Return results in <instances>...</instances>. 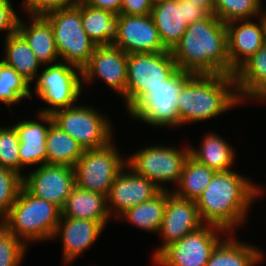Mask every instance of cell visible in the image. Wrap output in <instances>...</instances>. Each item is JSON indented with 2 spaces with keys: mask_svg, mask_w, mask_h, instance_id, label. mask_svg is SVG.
I'll return each mask as SVG.
<instances>
[{
  "mask_svg": "<svg viewBox=\"0 0 266 266\" xmlns=\"http://www.w3.org/2000/svg\"><path fill=\"white\" fill-rule=\"evenodd\" d=\"M28 26L19 19L17 32L25 39L41 64H54L59 58L50 22L44 16H31Z\"/></svg>",
  "mask_w": 266,
  "mask_h": 266,
  "instance_id": "24",
  "label": "cell"
},
{
  "mask_svg": "<svg viewBox=\"0 0 266 266\" xmlns=\"http://www.w3.org/2000/svg\"><path fill=\"white\" fill-rule=\"evenodd\" d=\"M22 175L0 166V220L10 212L23 187Z\"/></svg>",
  "mask_w": 266,
  "mask_h": 266,
  "instance_id": "34",
  "label": "cell"
},
{
  "mask_svg": "<svg viewBox=\"0 0 266 266\" xmlns=\"http://www.w3.org/2000/svg\"><path fill=\"white\" fill-rule=\"evenodd\" d=\"M30 82L18 71L0 61V102L11 106L31 96Z\"/></svg>",
  "mask_w": 266,
  "mask_h": 266,
  "instance_id": "32",
  "label": "cell"
},
{
  "mask_svg": "<svg viewBox=\"0 0 266 266\" xmlns=\"http://www.w3.org/2000/svg\"><path fill=\"white\" fill-rule=\"evenodd\" d=\"M261 3V0H215L213 14L225 24L242 21L260 16Z\"/></svg>",
  "mask_w": 266,
  "mask_h": 266,
  "instance_id": "33",
  "label": "cell"
},
{
  "mask_svg": "<svg viewBox=\"0 0 266 266\" xmlns=\"http://www.w3.org/2000/svg\"><path fill=\"white\" fill-rule=\"evenodd\" d=\"M83 3L90 7L107 10L115 15H119L121 11L122 0H85Z\"/></svg>",
  "mask_w": 266,
  "mask_h": 266,
  "instance_id": "40",
  "label": "cell"
},
{
  "mask_svg": "<svg viewBox=\"0 0 266 266\" xmlns=\"http://www.w3.org/2000/svg\"><path fill=\"white\" fill-rule=\"evenodd\" d=\"M260 191L252 181L234 171L216 172L196 200L200 219L229 233L246 220L249 206Z\"/></svg>",
  "mask_w": 266,
  "mask_h": 266,
  "instance_id": "2",
  "label": "cell"
},
{
  "mask_svg": "<svg viewBox=\"0 0 266 266\" xmlns=\"http://www.w3.org/2000/svg\"><path fill=\"white\" fill-rule=\"evenodd\" d=\"M190 1L193 4L206 8L211 14L214 10V1L215 0H185Z\"/></svg>",
  "mask_w": 266,
  "mask_h": 266,
  "instance_id": "41",
  "label": "cell"
},
{
  "mask_svg": "<svg viewBox=\"0 0 266 266\" xmlns=\"http://www.w3.org/2000/svg\"><path fill=\"white\" fill-rule=\"evenodd\" d=\"M5 42L6 58H3L2 61L16 69L30 83L33 82L38 75L39 66L42 64L37 60L25 39L15 32L6 37Z\"/></svg>",
  "mask_w": 266,
  "mask_h": 266,
  "instance_id": "29",
  "label": "cell"
},
{
  "mask_svg": "<svg viewBox=\"0 0 266 266\" xmlns=\"http://www.w3.org/2000/svg\"><path fill=\"white\" fill-rule=\"evenodd\" d=\"M24 10L30 16H44L49 12L71 6V0H25Z\"/></svg>",
  "mask_w": 266,
  "mask_h": 266,
  "instance_id": "37",
  "label": "cell"
},
{
  "mask_svg": "<svg viewBox=\"0 0 266 266\" xmlns=\"http://www.w3.org/2000/svg\"><path fill=\"white\" fill-rule=\"evenodd\" d=\"M233 76L241 102L245 97L266 100V43Z\"/></svg>",
  "mask_w": 266,
  "mask_h": 266,
  "instance_id": "22",
  "label": "cell"
},
{
  "mask_svg": "<svg viewBox=\"0 0 266 266\" xmlns=\"http://www.w3.org/2000/svg\"><path fill=\"white\" fill-rule=\"evenodd\" d=\"M81 21L84 31L97 46L113 45L116 42L118 15L81 2Z\"/></svg>",
  "mask_w": 266,
  "mask_h": 266,
  "instance_id": "25",
  "label": "cell"
},
{
  "mask_svg": "<svg viewBox=\"0 0 266 266\" xmlns=\"http://www.w3.org/2000/svg\"><path fill=\"white\" fill-rule=\"evenodd\" d=\"M111 142L103 148L84 150L74 166L75 185L108 196L118 174L127 165Z\"/></svg>",
  "mask_w": 266,
  "mask_h": 266,
  "instance_id": "8",
  "label": "cell"
},
{
  "mask_svg": "<svg viewBox=\"0 0 266 266\" xmlns=\"http://www.w3.org/2000/svg\"><path fill=\"white\" fill-rule=\"evenodd\" d=\"M19 136L14 126L0 127V166L20 173Z\"/></svg>",
  "mask_w": 266,
  "mask_h": 266,
  "instance_id": "35",
  "label": "cell"
},
{
  "mask_svg": "<svg viewBox=\"0 0 266 266\" xmlns=\"http://www.w3.org/2000/svg\"><path fill=\"white\" fill-rule=\"evenodd\" d=\"M126 168H128V170L130 169V174L124 172ZM160 191L161 189L153 182L144 176L137 174L128 165H126L115 178L107 196L109 214L110 216L115 215L116 219L118 215L119 219V217L128 209L149 201ZM112 207L114 208L113 214L111 213Z\"/></svg>",
  "mask_w": 266,
  "mask_h": 266,
  "instance_id": "18",
  "label": "cell"
},
{
  "mask_svg": "<svg viewBox=\"0 0 266 266\" xmlns=\"http://www.w3.org/2000/svg\"><path fill=\"white\" fill-rule=\"evenodd\" d=\"M261 17L260 24L249 19L226 24L231 75L266 43L264 13Z\"/></svg>",
  "mask_w": 266,
  "mask_h": 266,
  "instance_id": "19",
  "label": "cell"
},
{
  "mask_svg": "<svg viewBox=\"0 0 266 266\" xmlns=\"http://www.w3.org/2000/svg\"><path fill=\"white\" fill-rule=\"evenodd\" d=\"M57 47L65 63L82 69L97 46L84 31L81 21V3L47 13Z\"/></svg>",
  "mask_w": 266,
  "mask_h": 266,
  "instance_id": "6",
  "label": "cell"
},
{
  "mask_svg": "<svg viewBox=\"0 0 266 266\" xmlns=\"http://www.w3.org/2000/svg\"><path fill=\"white\" fill-rule=\"evenodd\" d=\"M177 69L170 50L127 54V110L147 89L163 84Z\"/></svg>",
  "mask_w": 266,
  "mask_h": 266,
  "instance_id": "7",
  "label": "cell"
},
{
  "mask_svg": "<svg viewBox=\"0 0 266 266\" xmlns=\"http://www.w3.org/2000/svg\"><path fill=\"white\" fill-rule=\"evenodd\" d=\"M85 0H71V6L76 5L77 3L84 2Z\"/></svg>",
  "mask_w": 266,
  "mask_h": 266,
  "instance_id": "42",
  "label": "cell"
},
{
  "mask_svg": "<svg viewBox=\"0 0 266 266\" xmlns=\"http://www.w3.org/2000/svg\"><path fill=\"white\" fill-rule=\"evenodd\" d=\"M104 194L80 189L76 185L61 209L62 217L92 220L106 225L110 217Z\"/></svg>",
  "mask_w": 266,
  "mask_h": 266,
  "instance_id": "23",
  "label": "cell"
},
{
  "mask_svg": "<svg viewBox=\"0 0 266 266\" xmlns=\"http://www.w3.org/2000/svg\"><path fill=\"white\" fill-rule=\"evenodd\" d=\"M53 122L74 138L84 150L103 148L111 142V125L94 108L73 106L51 114ZM107 119V120H106Z\"/></svg>",
  "mask_w": 266,
  "mask_h": 266,
  "instance_id": "10",
  "label": "cell"
},
{
  "mask_svg": "<svg viewBox=\"0 0 266 266\" xmlns=\"http://www.w3.org/2000/svg\"><path fill=\"white\" fill-rule=\"evenodd\" d=\"M211 13L204 7L185 0H155L151 17L167 50L180 42L188 25L204 20Z\"/></svg>",
  "mask_w": 266,
  "mask_h": 266,
  "instance_id": "12",
  "label": "cell"
},
{
  "mask_svg": "<svg viewBox=\"0 0 266 266\" xmlns=\"http://www.w3.org/2000/svg\"><path fill=\"white\" fill-rule=\"evenodd\" d=\"M82 81L97 76L126 101L127 54L114 45L96 46L89 62L81 69Z\"/></svg>",
  "mask_w": 266,
  "mask_h": 266,
  "instance_id": "17",
  "label": "cell"
},
{
  "mask_svg": "<svg viewBox=\"0 0 266 266\" xmlns=\"http://www.w3.org/2000/svg\"><path fill=\"white\" fill-rule=\"evenodd\" d=\"M230 144L217 134H206L199 150L190 147V155L198 162L219 171H228L234 162L235 154Z\"/></svg>",
  "mask_w": 266,
  "mask_h": 266,
  "instance_id": "28",
  "label": "cell"
},
{
  "mask_svg": "<svg viewBox=\"0 0 266 266\" xmlns=\"http://www.w3.org/2000/svg\"><path fill=\"white\" fill-rule=\"evenodd\" d=\"M61 209L54 203L37 198L24 187L2 224L23 243L53 239ZM25 241V242H24Z\"/></svg>",
  "mask_w": 266,
  "mask_h": 266,
  "instance_id": "4",
  "label": "cell"
},
{
  "mask_svg": "<svg viewBox=\"0 0 266 266\" xmlns=\"http://www.w3.org/2000/svg\"><path fill=\"white\" fill-rule=\"evenodd\" d=\"M154 0H122L120 14L148 15L151 14Z\"/></svg>",
  "mask_w": 266,
  "mask_h": 266,
  "instance_id": "39",
  "label": "cell"
},
{
  "mask_svg": "<svg viewBox=\"0 0 266 266\" xmlns=\"http://www.w3.org/2000/svg\"><path fill=\"white\" fill-rule=\"evenodd\" d=\"M40 121L45 124L24 120L14 125L19 136V159L20 169L28 165L47 164L46 137L49 125L53 122L51 114L38 113Z\"/></svg>",
  "mask_w": 266,
  "mask_h": 266,
  "instance_id": "20",
  "label": "cell"
},
{
  "mask_svg": "<svg viewBox=\"0 0 266 266\" xmlns=\"http://www.w3.org/2000/svg\"><path fill=\"white\" fill-rule=\"evenodd\" d=\"M177 69L163 84L147 89L127 110L130 117L156 126L181 125L178 112V96L183 86L194 76Z\"/></svg>",
  "mask_w": 266,
  "mask_h": 266,
  "instance_id": "5",
  "label": "cell"
},
{
  "mask_svg": "<svg viewBox=\"0 0 266 266\" xmlns=\"http://www.w3.org/2000/svg\"><path fill=\"white\" fill-rule=\"evenodd\" d=\"M216 171L205 164L198 162L191 155L186 160L180 180L177 183L178 190L172 191L174 195L182 199L194 200L207 188Z\"/></svg>",
  "mask_w": 266,
  "mask_h": 266,
  "instance_id": "30",
  "label": "cell"
},
{
  "mask_svg": "<svg viewBox=\"0 0 266 266\" xmlns=\"http://www.w3.org/2000/svg\"><path fill=\"white\" fill-rule=\"evenodd\" d=\"M19 16L14 12L10 0H0V31H8L9 35L17 32Z\"/></svg>",
  "mask_w": 266,
  "mask_h": 266,
  "instance_id": "38",
  "label": "cell"
},
{
  "mask_svg": "<svg viewBox=\"0 0 266 266\" xmlns=\"http://www.w3.org/2000/svg\"><path fill=\"white\" fill-rule=\"evenodd\" d=\"M81 69L77 66L61 62L47 65L37 75L36 94L47 104L53 106L39 111L42 114H53L55 111L74 106L81 94Z\"/></svg>",
  "mask_w": 266,
  "mask_h": 266,
  "instance_id": "9",
  "label": "cell"
},
{
  "mask_svg": "<svg viewBox=\"0 0 266 266\" xmlns=\"http://www.w3.org/2000/svg\"><path fill=\"white\" fill-rule=\"evenodd\" d=\"M239 102L233 75L195 74L178 96L180 122L205 121L230 110Z\"/></svg>",
  "mask_w": 266,
  "mask_h": 266,
  "instance_id": "3",
  "label": "cell"
},
{
  "mask_svg": "<svg viewBox=\"0 0 266 266\" xmlns=\"http://www.w3.org/2000/svg\"><path fill=\"white\" fill-rule=\"evenodd\" d=\"M262 256L256 247L227 237L212 250L205 266H254L261 261Z\"/></svg>",
  "mask_w": 266,
  "mask_h": 266,
  "instance_id": "26",
  "label": "cell"
},
{
  "mask_svg": "<svg viewBox=\"0 0 266 266\" xmlns=\"http://www.w3.org/2000/svg\"><path fill=\"white\" fill-rule=\"evenodd\" d=\"M166 201L167 189L161 190L149 201L133 206L120 217H124L128 222L140 229L159 233Z\"/></svg>",
  "mask_w": 266,
  "mask_h": 266,
  "instance_id": "31",
  "label": "cell"
},
{
  "mask_svg": "<svg viewBox=\"0 0 266 266\" xmlns=\"http://www.w3.org/2000/svg\"><path fill=\"white\" fill-rule=\"evenodd\" d=\"M114 46L126 54L168 51L161 42L150 14L118 15V37Z\"/></svg>",
  "mask_w": 266,
  "mask_h": 266,
  "instance_id": "15",
  "label": "cell"
},
{
  "mask_svg": "<svg viewBox=\"0 0 266 266\" xmlns=\"http://www.w3.org/2000/svg\"><path fill=\"white\" fill-rule=\"evenodd\" d=\"M264 23H265V36H266V12L264 14Z\"/></svg>",
  "mask_w": 266,
  "mask_h": 266,
  "instance_id": "43",
  "label": "cell"
},
{
  "mask_svg": "<svg viewBox=\"0 0 266 266\" xmlns=\"http://www.w3.org/2000/svg\"><path fill=\"white\" fill-rule=\"evenodd\" d=\"M203 226L200 219L196 201L182 199L169 192L164 209L163 220L159 232L162 234L164 244L155 252V258L165 247L180 241L183 237Z\"/></svg>",
  "mask_w": 266,
  "mask_h": 266,
  "instance_id": "16",
  "label": "cell"
},
{
  "mask_svg": "<svg viewBox=\"0 0 266 266\" xmlns=\"http://www.w3.org/2000/svg\"><path fill=\"white\" fill-rule=\"evenodd\" d=\"M26 245L0 221V266H19L25 255Z\"/></svg>",
  "mask_w": 266,
  "mask_h": 266,
  "instance_id": "36",
  "label": "cell"
},
{
  "mask_svg": "<svg viewBox=\"0 0 266 266\" xmlns=\"http://www.w3.org/2000/svg\"><path fill=\"white\" fill-rule=\"evenodd\" d=\"M189 156V147L182 151L175 147L150 146L130 156L127 165L161 190H166L162 182L175 181L177 184Z\"/></svg>",
  "mask_w": 266,
  "mask_h": 266,
  "instance_id": "11",
  "label": "cell"
},
{
  "mask_svg": "<svg viewBox=\"0 0 266 266\" xmlns=\"http://www.w3.org/2000/svg\"><path fill=\"white\" fill-rule=\"evenodd\" d=\"M104 228L100 222L61 216L53 238L59 233L62 234L63 258L66 263H69L87 250Z\"/></svg>",
  "mask_w": 266,
  "mask_h": 266,
  "instance_id": "21",
  "label": "cell"
},
{
  "mask_svg": "<svg viewBox=\"0 0 266 266\" xmlns=\"http://www.w3.org/2000/svg\"><path fill=\"white\" fill-rule=\"evenodd\" d=\"M27 177L23 187L33 196L54 203L60 209L75 186L74 167L43 164Z\"/></svg>",
  "mask_w": 266,
  "mask_h": 266,
  "instance_id": "14",
  "label": "cell"
},
{
  "mask_svg": "<svg viewBox=\"0 0 266 266\" xmlns=\"http://www.w3.org/2000/svg\"><path fill=\"white\" fill-rule=\"evenodd\" d=\"M223 229L204 224L180 241L165 247L153 260L158 266H205L212 250L220 242Z\"/></svg>",
  "mask_w": 266,
  "mask_h": 266,
  "instance_id": "13",
  "label": "cell"
},
{
  "mask_svg": "<svg viewBox=\"0 0 266 266\" xmlns=\"http://www.w3.org/2000/svg\"><path fill=\"white\" fill-rule=\"evenodd\" d=\"M171 52L181 71L231 75L226 24L214 14L189 24Z\"/></svg>",
  "mask_w": 266,
  "mask_h": 266,
  "instance_id": "1",
  "label": "cell"
},
{
  "mask_svg": "<svg viewBox=\"0 0 266 266\" xmlns=\"http://www.w3.org/2000/svg\"><path fill=\"white\" fill-rule=\"evenodd\" d=\"M47 164L74 167L84 149L69 134L52 122L46 137Z\"/></svg>",
  "mask_w": 266,
  "mask_h": 266,
  "instance_id": "27",
  "label": "cell"
}]
</instances>
